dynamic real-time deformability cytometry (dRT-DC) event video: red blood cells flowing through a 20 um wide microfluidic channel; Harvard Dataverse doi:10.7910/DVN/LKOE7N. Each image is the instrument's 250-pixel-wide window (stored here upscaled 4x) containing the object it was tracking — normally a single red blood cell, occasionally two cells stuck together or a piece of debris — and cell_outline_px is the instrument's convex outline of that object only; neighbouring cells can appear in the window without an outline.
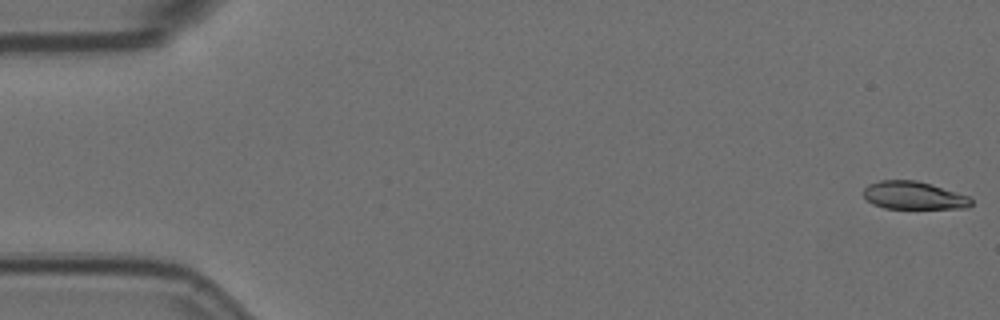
{"species": "Egyptian fruit bat (a non-hibernating species)", "species_latin": "Rousettus aegyptiacus", "temperature_condition": "room temperature", "stored_images_in_passage": 57, "camera_frame_rate_fps": 3000, "um_per_image_px": 0.085, "animal": {"sex": "female"}, "frame": {"image": 1, "passage_image": 1, "time_ms": 0.0, "image_size_px": [1000, 320], "cell_outline_px": [[972, 204], [968, 208], [884, 208], [872, 204], [864, 196], [864, 188], [868, 184], [880, 180], [916, 180], [968, 196], [972, 200]], "centroid_in_image_um": [77.63, 16.61], "position_along_channel_um": 7.4, "area_um2": 17.28}}
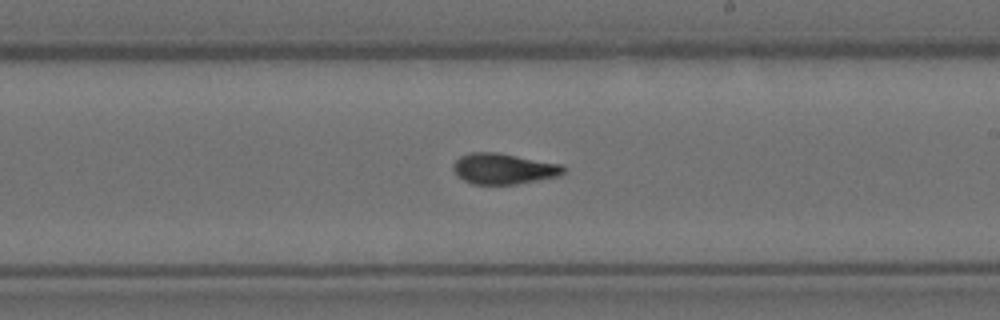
{"frame": {"image": 2, "passage_image": 33, "time_ms": 10.667, "image_size_px": [1000, 320], "cell_outline_px": [[564, 172], [560, 176], [516, 184], [472, 184], [456, 176], [452, 168], [452, 164], [460, 156], [472, 152], [496, 152], [560, 164], [564, 168]], "centroid_in_image_um": [42.76, 14.35], "position_along_channel_um": 246.2, "area_um2": 19.71}}
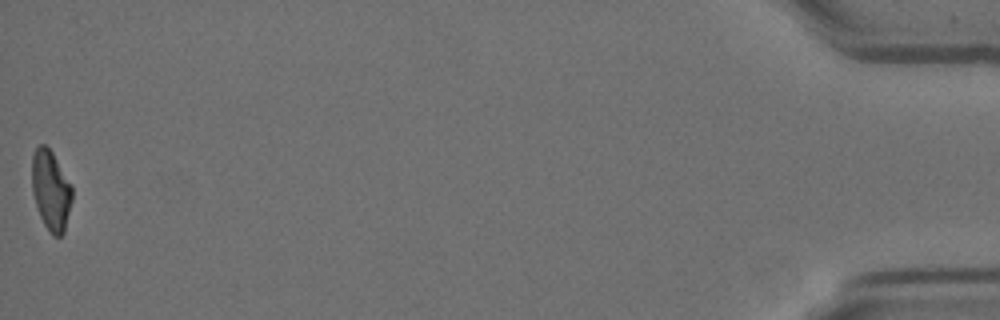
{"frame": {"image": 3, "passage_image": 57, "time_ms": 18.667, "image_size_px": [1000, 320], "cell_outline_px": [[72, 200], [64, 232], [60, 236], [52, 236], [44, 224], [40, 216], [32, 192], [32, 156], [36, 148], [40, 144], [44, 144], [52, 152], [72, 184]], "centroid_in_image_um": [4.33, 16.18], "position_along_channel_um": 430.9, "area_um2": 18.73}, "authors_computed_cell_mechanics": {"area_um2": 19.3052, "velocity_mm_per_s": 3.5631, "shape_relaxation_time_tau1_ms": 9.231, "shape_relaxation_time_tau2_ms": 2.7665, "deformation_change_tau1": 0.254, "deformation_change_tau2": 0.0884}}